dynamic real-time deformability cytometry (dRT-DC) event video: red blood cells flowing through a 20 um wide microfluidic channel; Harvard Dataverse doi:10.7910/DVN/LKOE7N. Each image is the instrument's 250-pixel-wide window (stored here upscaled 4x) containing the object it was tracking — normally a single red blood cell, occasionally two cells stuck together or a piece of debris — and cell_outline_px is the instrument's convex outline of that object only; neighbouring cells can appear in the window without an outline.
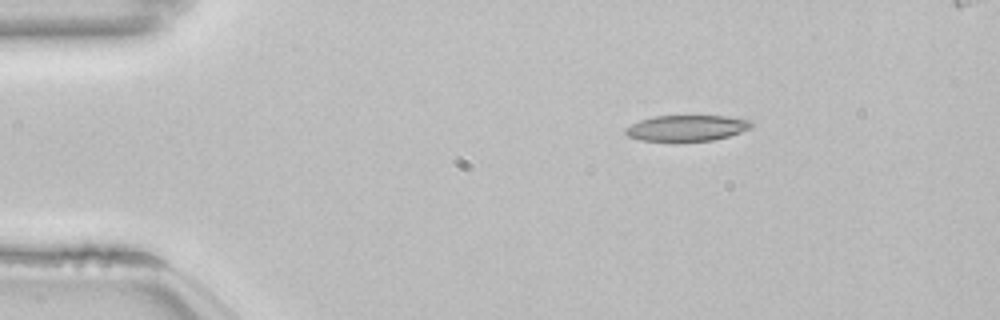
{"species": "common noctule bat (a hibernating species)", "species_latin": "Nyctalus noctula", "temperature_condition": "room temperature", "stored_images_in_passage": 45, "camera_frame_rate_fps": 3000, "um_per_image_px": 0.085, "animal": {"sex": "female", "body_mass_g": 22.7, "forearm_length_mm": 54.2}, "frame": {"image": 1, "passage_image": 1, "time_ms": 0.0, "image_size_px": [1000, 320], "cell_outline_px": [[752, 128], [728, 136], [712, 140], [640, 140], [628, 136], [624, 132], [624, 128], [640, 120], [652, 116], [728, 116], [752, 120]], "centroid_in_image_um": [58.38, 10.86], "position_along_channel_um": 26.6, "area_um2": 18.79}}
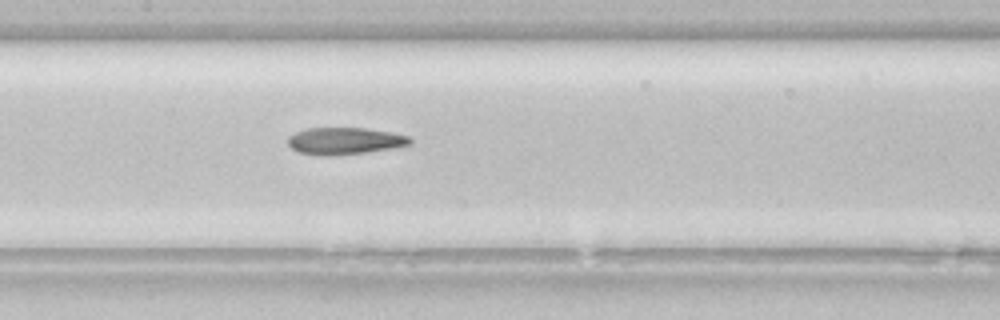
{"frame": {"image": 2, "passage_image": 18, "time_ms": 5.667, "image_size_px": [1000, 320], "cell_outline_px": [[412, 144], [392, 148], [368, 152], [328, 156], [324, 156], [300, 152], [292, 148], [288, 144], [288, 136], [296, 132], [308, 128], [364, 128], [392, 132], [408, 136], [412, 140]], "centroid_in_image_um": [29.32, 11.98], "position_along_channel_um": 178.1, "area_um2": 19.13}}
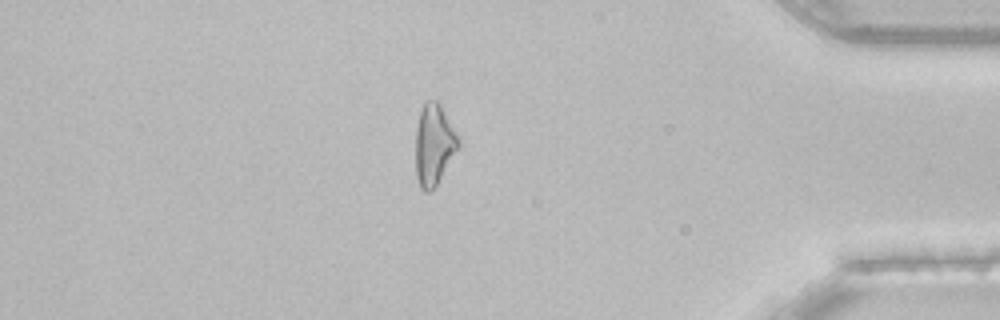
{"frame": {"image": 3, "passage_image": 38, "time_ms": 12.333, "image_size_px": [1000, 320], "cell_outline_px": [[460, 144], [436, 184], [428, 192], [424, 192], [420, 188], [416, 176], [416, 128], [420, 112], [424, 104], [428, 100], [436, 100], [440, 104], [460, 136]], "centroid_in_image_um": [36.89, 12.26], "position_along_channel_um": 398.3, "area_um2": 20.0}, "authors_computed_cell_mechanics": {"area_um2": 19.652, "velocity_mm_per_s": 3.8571, "shape_relaxation_time_tau1_ms": null, "shape_relaxation_time_tau2_ms": 5.9021, "deformation_change_tau1": null, "deformation_change_tau2": 0.1809}}